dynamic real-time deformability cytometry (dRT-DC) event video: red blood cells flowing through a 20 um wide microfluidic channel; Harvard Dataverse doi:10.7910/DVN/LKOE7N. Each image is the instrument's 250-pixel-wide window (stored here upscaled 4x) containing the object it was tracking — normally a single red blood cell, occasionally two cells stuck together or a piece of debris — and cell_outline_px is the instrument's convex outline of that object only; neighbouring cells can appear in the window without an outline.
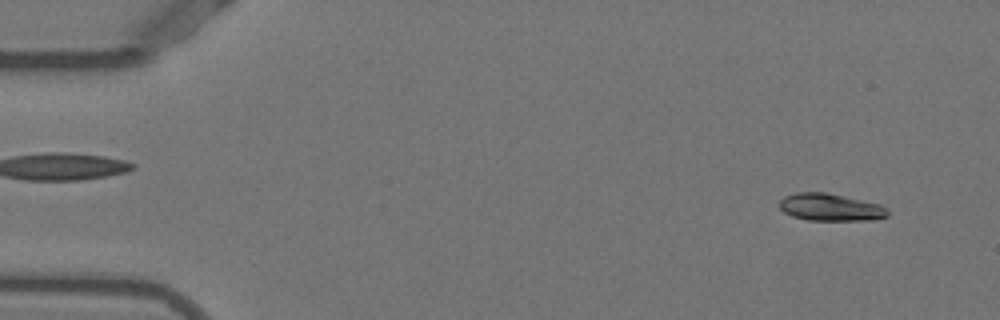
{"species": "Egyptian fruit bat (a non-hibernating species)", "species_latin": "Rousettus aegyptiacus", "temperature_condition": "warm", "stored_images_in_passage": 13, "camera_frame_rate_fps": 3000, "um_per_image_px": 0.085, "animal": {"sex": "female"}, "frame": {"image": 1, "passage_image": 3, "time_ms": 0.667, "image_size_px": [1000, 320], "cell_outline_px": [[888, 216], [872, 220], [808, 220], [792, 216], [784, 212], [776, 204], [784, 196], [796, 192], [828, 192], [880, 204], [888, 212]], "centroid_in_image_um": [70.54, 17.61], "position_along_channel_um": 14.5, "area_um2": 17.34}}
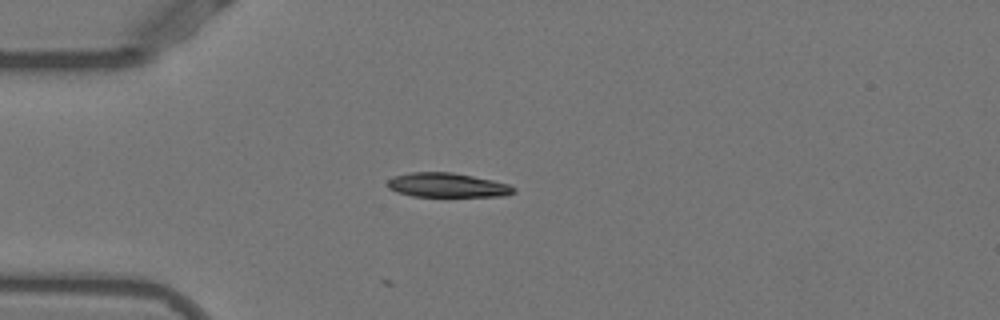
{"frame": {"image": 2, "passage_image": 13, "time_ms": 4.0, "image_size_px": [1000, 320], "cell_outline_px": [[516, 192], [504, 196], [412, 196], [396, 192], [388, 188], [388, 180], [392, 176], [408, 172], [452, 172], [492, 180], [508, 184], [516, 188]], "centroid_in_image_um": [37.99, 15.73], "position_along_channel_um": 47.0, "area_um2": 17.92}}